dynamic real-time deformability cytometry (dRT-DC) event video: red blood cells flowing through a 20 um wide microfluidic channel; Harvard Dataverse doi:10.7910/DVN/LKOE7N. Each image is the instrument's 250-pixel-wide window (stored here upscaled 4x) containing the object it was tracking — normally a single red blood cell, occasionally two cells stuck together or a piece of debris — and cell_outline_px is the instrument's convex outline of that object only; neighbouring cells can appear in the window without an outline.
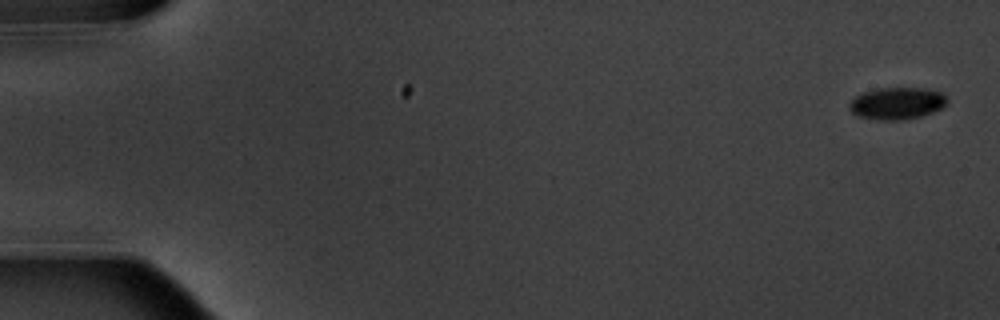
{"species": "common noctule bat (a hibernating species)", "species_latin": "Nyctalus noctula", "temperature_condition": "warm", "stored_images_in_passage": 6, "camera_frame_rate_fps": 3000, "um_per_image_px": 0.085, "animal": {"sex": "male", "body_mass_g": 20.1, "forearm_length_mm": 53.5}, "frame": {"image": 1, "passage_image": 1, "time_ms": 0.0, "image_size_px": [1000, 320], "cell_outline_px": [[948, 104], [932, 112], [920, 116], [904, 120], [876, 120], [856, 116], [848, 108], [848, 104], [856, 96], [864, 92], [880, 88], [924, 88], [940, 92], [948, 100]], "centroid_in_image_um": [76.22, 8.79], "position_along_channel_um": 8.8, "area_um2": 18.26}}